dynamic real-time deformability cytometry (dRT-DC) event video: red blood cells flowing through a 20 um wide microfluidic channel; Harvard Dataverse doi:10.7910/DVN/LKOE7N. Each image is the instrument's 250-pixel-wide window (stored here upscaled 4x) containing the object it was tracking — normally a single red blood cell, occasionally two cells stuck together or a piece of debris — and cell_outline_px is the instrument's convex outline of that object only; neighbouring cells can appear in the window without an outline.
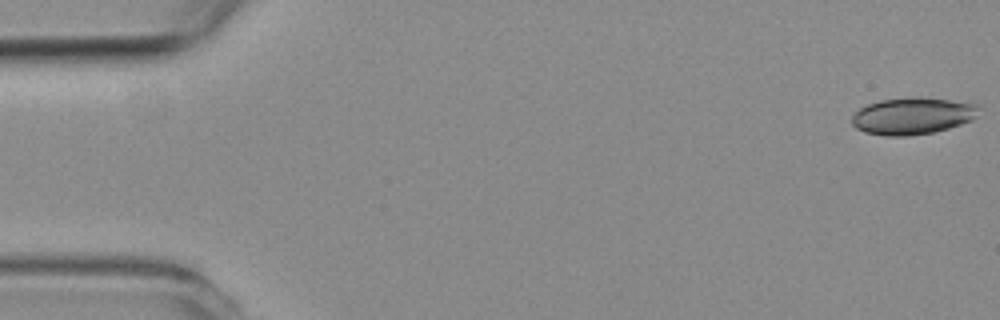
{"species": "common noctule bat (a hibernating species)", "species_latin": "Nyctalus noctula", "temperature_condition": "room temperature", "stored_images_in_passage": 46, "camera_frame_rate_fps": 3000, "um_per_image_px": 0.085, "animal": {"sex": "female", "body_mass_g": 19.3, "forearm_length_mm": 54.1}, "frame": {"image": 1, "passage_image": 1, "time_ms": 0.0, "image_size_px": [1000, 320], "cell_outline_px": [[980, 108], [976, 116], [972, 120], [948, 128], [932, 132], [908, 136], [888, 136], [864, 132], [856, 128], [852, 124], [852, 116], [860, 108], [868, 104], [880, 100], [912, 96], [916, 96], [980, 104]], "centroid_in_image_um": [77.57, 9.84], "position_along_channel_um": 7.4, "area_um2": 27.34}}
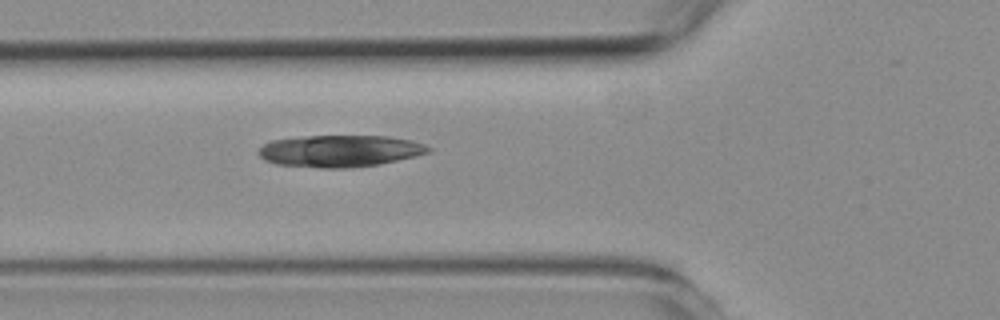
{"frame": {"image": 2, "passage_image": 20, "time_ms": 6.333, "image_size_px": [1000, 320], "cell_outline_px": [[432, 152], [416, 156], [380, 164], [348, 168], [320, 168], [276, 164], [264, 160], [256, 152], [264, 144], [272, 140], [308, 136], [388, 136], [412, 140], [424, 144], [432, 148]], "centroid_in_image_um": [28.91, 12.84], "position_along_channel_um": 96.9, "area_um2": 31.67}}
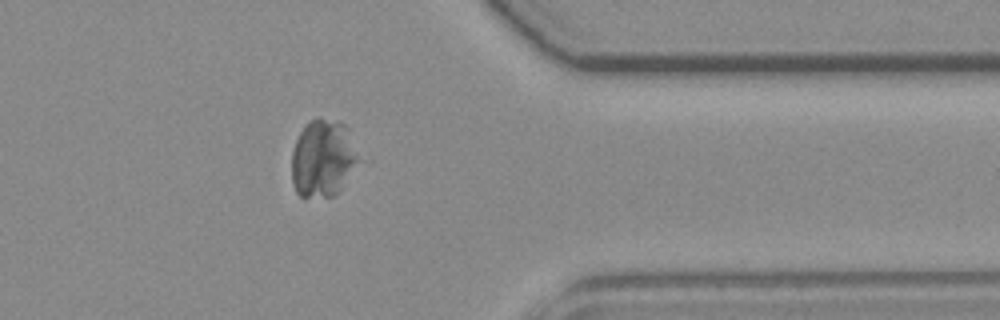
{"frame": {"image": 3, "passage_image": 45, "time_ms": 14.667, "image_size_px": [1000, 320], "cell_outline_px": [[356, 160], [340, 188], [332, 196], [300, 196], [296, 192], [292, 184], [292, 152], [296, 140], [300, 132], [316, 116], [320, 116], [344, 124], [348, 128], [356, 156]], "centroid_in_image_um": [27.37, 13.42], "position_along_channel_um": 384.0, "area_um2": 29.07}}